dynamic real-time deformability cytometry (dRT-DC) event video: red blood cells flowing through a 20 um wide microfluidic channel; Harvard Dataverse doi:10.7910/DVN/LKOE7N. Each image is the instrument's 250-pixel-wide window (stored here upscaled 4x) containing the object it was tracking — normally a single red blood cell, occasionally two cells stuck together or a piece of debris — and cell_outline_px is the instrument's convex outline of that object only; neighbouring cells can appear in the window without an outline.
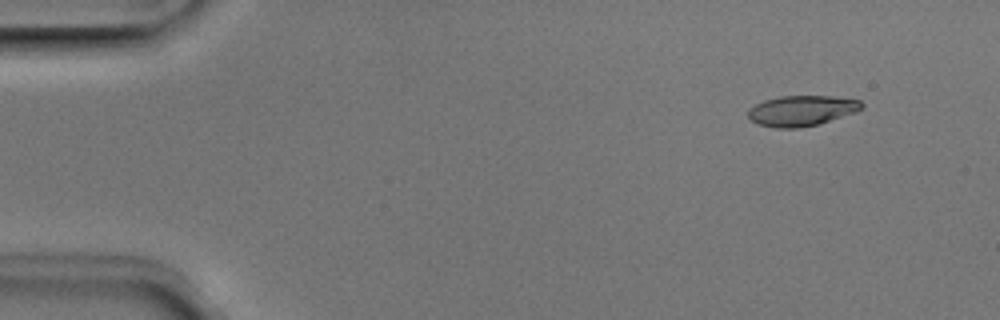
{"species": "Egyptian fruit bat (a non-hibernating species)", "species_latin": "Rousettus aegyptiacus", "temperature_condition": "room temperature", "stored_images_in_passage": 7, "camera_frame_rate_fps": 3000, "um_per_image_px": 0.085, "animal": {"sex": "male"}, "frame": {"image": 1, "passage_image": 2, "time_ms": 0.333, "image_size_px": [1000, 320], "cell_outline_px": [[864, 104], [856, 112], [820, 124], [796, 128], [776, 128], [760, 124], [752, 120], [748, 116], [748, 108], [764, 100], [780, 96], [832, 96], [860, 100]], "centroid_in_image_um": [68.15, 9.4], "position_along_channel_um": 16.9, "area_um2": 20.11}}
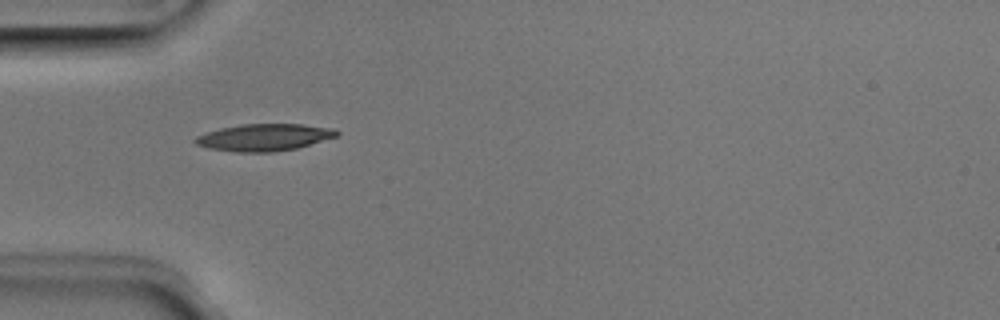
{"frame": {"image": 2, "passage_image": 5, "time_ms": 1.333, "image_size_px": [1000, 320], "cell_outline_px": [[340, 136], [296, 148], [272, 152], [236, 152], [208, 148], [196, 144], [192, 140], [196, 136], [220, 128], [240, 124], [300, 124], [336, 128], [340, 132]], "centroid_in_image_um": [22.49, 11.67], "position_along_channel_um": 62.5, "area_um2": 22.43}}
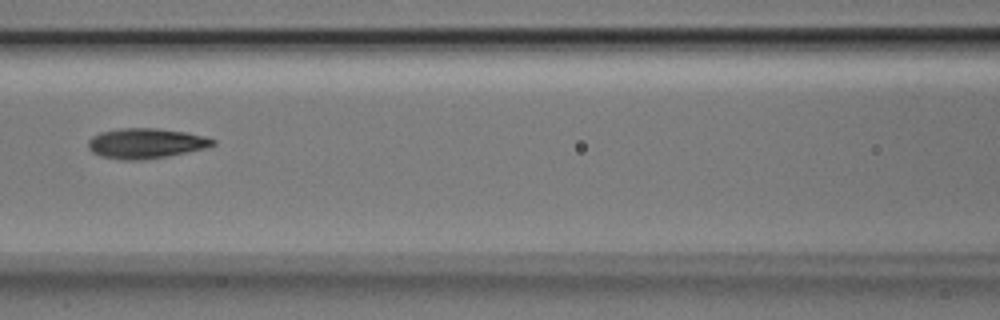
{"frame": {"image": 3, "passage_image": 7, "time_ms": 2.0, "image_size_px": [1000, 320], "cell_outline_px": [[216, 144], [204, 148], [168, 156], [140, 160], [124, 160], [100, 156], [92, 152], [88, 148], [88, 140], [92, 136], [100, 132], [120, 128], [156, 128], [184, 132], [204, 136], [216, 140]], "centroid_in_image_um": [12.36, 12.18], "position_along_channel_um": 154.2, "area_um2": 21.85}}